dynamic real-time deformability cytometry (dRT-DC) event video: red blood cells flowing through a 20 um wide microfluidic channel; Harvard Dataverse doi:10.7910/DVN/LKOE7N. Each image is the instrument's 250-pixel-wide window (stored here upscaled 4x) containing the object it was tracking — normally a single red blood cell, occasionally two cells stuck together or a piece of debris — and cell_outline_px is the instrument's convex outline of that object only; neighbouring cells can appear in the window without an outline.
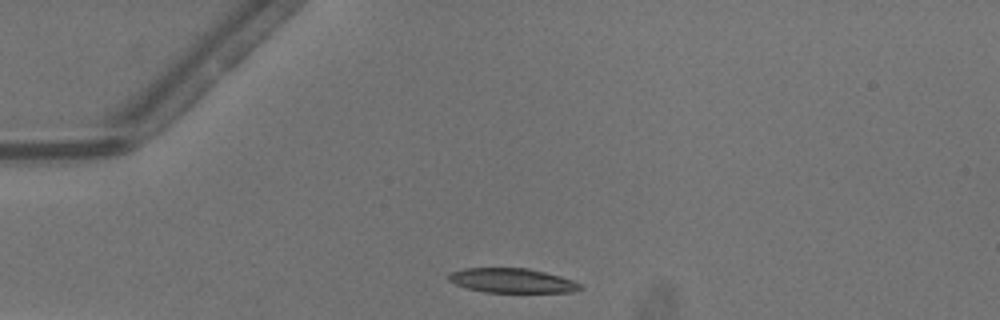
{"species": "common noctule bat (a hibernating species)", "species_latin": "Nyctalus noctula", "temperature_condition": "warm", "stored_images_in_passage": 7, "camera_frame_rate_fps": 3000, "um_per_image_px": 0.085, "animal": {"sex": "male", "body_mass_g": 13.3}, "frame": {"image": 1, "passage_image": 1, "time_ms": 0.0, "image_size_px": [1000, 320], "cell_outline_px": [[584, 288], [572, 292], [484, 292], [468, 288], [456, 284], [448, 280], [448, 276], [452, 272], [464, 268], [528, 268], [560, 276], [572, 280], [580, 284]], "centroid_in_image_um": [43.53, 23.85], "position_along_channel_um": 41.5, "area_um2": 18.61}}
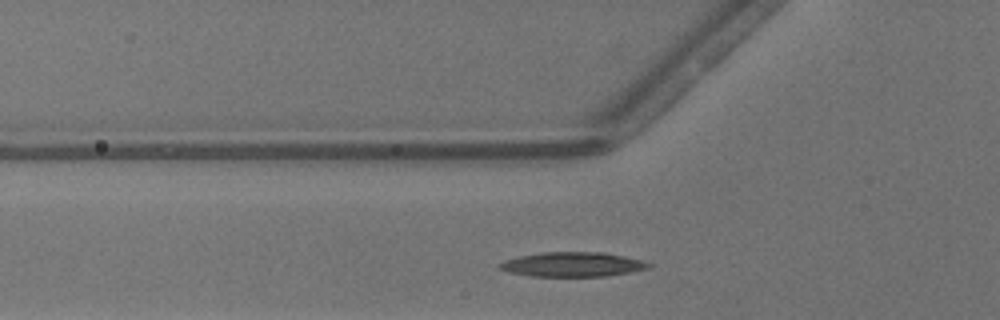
{"frame": {"image": 2, "passage_image": 6, "time_ms": 1.667, "image_size_px": [1000, 320], "cell_outline_px": [[652, 264], [648, 268], [608, 276], [532, 276], [512, 272], [500, 268], [496, 264], [504, 260], [520, 256], [540, 252], [604, 252], [644, 260]], "centroid_in_image_um": [48.68, 22.46], "position_along_channel_um": 77.1, "area_um2": 21.21}}